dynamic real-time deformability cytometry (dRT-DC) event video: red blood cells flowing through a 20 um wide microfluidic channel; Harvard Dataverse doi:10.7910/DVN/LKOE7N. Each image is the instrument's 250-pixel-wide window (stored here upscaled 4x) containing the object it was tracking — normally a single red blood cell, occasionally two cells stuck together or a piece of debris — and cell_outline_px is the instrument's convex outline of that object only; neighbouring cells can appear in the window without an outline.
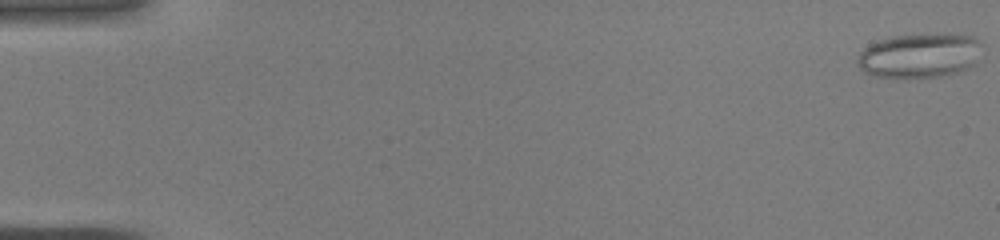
{"species": "common noctule bat (a hibernating species)", "species_latin": "Nyctalus noctula", "temperature_condition": "warm", "stored_images_in_passage": 43, "camera_frame_rate_fps": 3000, "um_per_image_px": 0.085, "animal": {"sex": "male", "body_mass_g": 19.0, "forearm_length_mm": 50.8}, "frame": {"image": 1, "passage_image": 1, "time_ms": 0.0, "image_size_px": [1000, 240], "cell_outline_px": [[984, 44], [976, 64], [960, 72], [948, 76], [876, 76], [864, 72], [856, 64], [856, 60], [860, 52], [864, 48], [880, 40], [892, 36], [944, 32], [948, 32], [972, 36]], "centroid_in_image_um": [78.25, 4.68], "position_along_channel_um": 6.8, "area_um2": 32.77}}
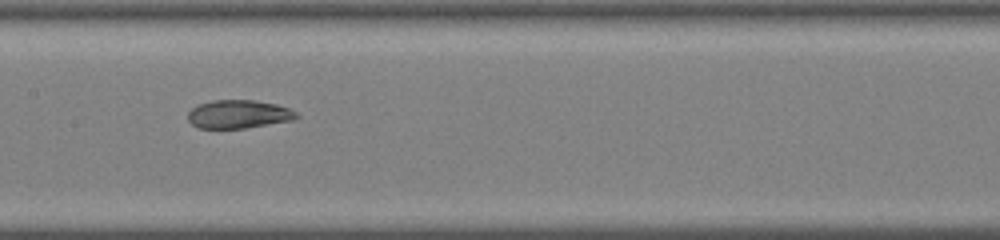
{"frame": {"image": 2, "passage_image": 23, "time_ms": 7.333, "image_size_px": [1000, 240], "cell_outline_px": [[300, 116], [292, 120], [244, 128], [200, 128], [192, 124], [188, 120], [188, 112], [192, 108], [200, 104], [212, 100], [252, 100], [276, 104], [288, 108], [296, 112]], "centroid_in_image_um": [20.27, 9.7], "position_along_channel_um": 187.1, "area_um2": 17.74}}
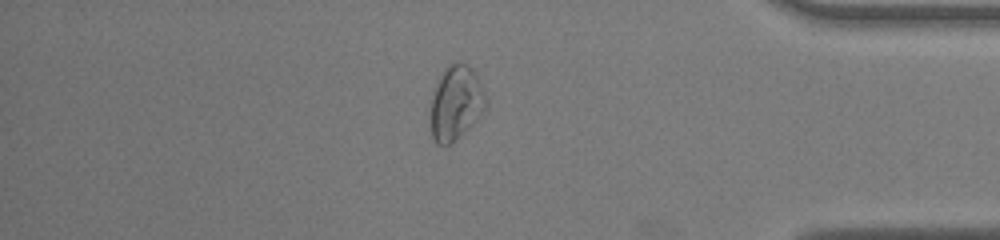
{"frame": {"image": 3, "passage_image": 38, "time_ms": 12.333, "image_size_px": [1000, 240], "cell_outline_px": [[488, 108], [456, 140], [444, 148], [436, 144], [432, 136], [432, 100], [440, 76], [444, 68], [448, 64], [456, 60], [460, 60], [468, 64], [476, 72], [488, 96]], "centroid_in_image_um": [38.82, 8.71], "position_along_channel_um": 396.4, "area_um2": 24.45}}